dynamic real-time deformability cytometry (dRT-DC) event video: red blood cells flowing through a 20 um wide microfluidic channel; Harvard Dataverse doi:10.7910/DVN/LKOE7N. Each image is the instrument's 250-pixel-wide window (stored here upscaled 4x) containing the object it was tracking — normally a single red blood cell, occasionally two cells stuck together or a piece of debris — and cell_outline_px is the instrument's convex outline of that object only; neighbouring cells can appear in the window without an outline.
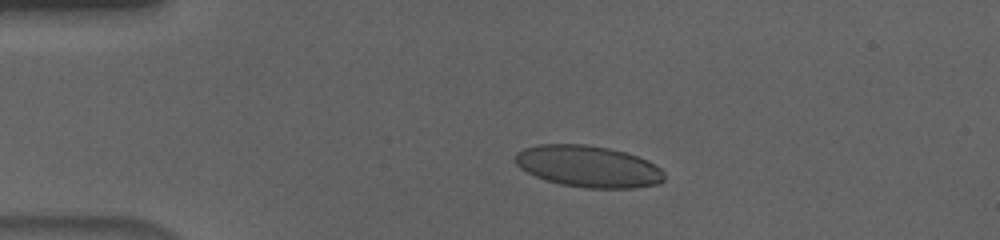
{"species": "human", "species_latin": "Homo sapiens", "temperature_condition": "cold", "stored_images_in_passage": 56, "camera_frame_rate_fps": 3000, "um_per_image_px": 0.085, "donor": {"sex": "male"}, "frame": {"image": 1, "passage_image": 12, "time_ms": 3.667, "image_size_px": [1000, 240], "cell_outline_px": [[664, 180], [660, 184], [632, 188], [584, 188], [560, 184], [544, 180], [520, 168], [512, 160], [516, 152], [524, 148], [540, 144], [584, 144], [608, 148], [624, 152], [648, 160], [660, 168], [664, 172]], "centroid_in_image_um": [49.98, 14.15], "position_along_channel_um": 35.0, "area_um2": 36.36}}
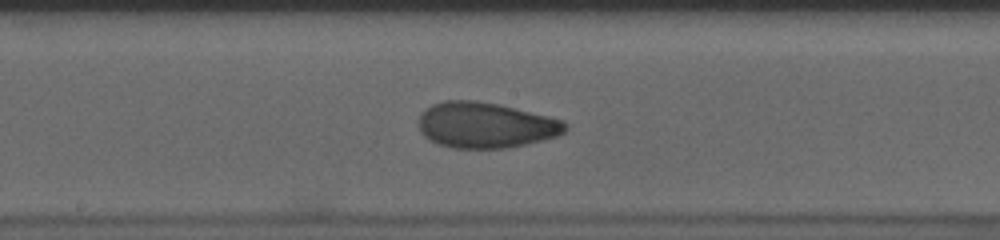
{"frame": {"image": 2, "passage_image": 30, "time_ms": 9.667, "image_size_px": [1000, 240], "cell_outline_px": [[568, 128], [564, 132], [556, 136], [544, 140], [508, 148], [452, 148], [436, 144], [428, 140], [420, 132], [420, 116], [432, 104], [444, 100], [476, 100], [500, 104], [564, 120], [568, 124]], "centroid_in_image_um": [41.29, 10.64], "position_along_channel_um": 206.9, "area_um2": 39.25}}
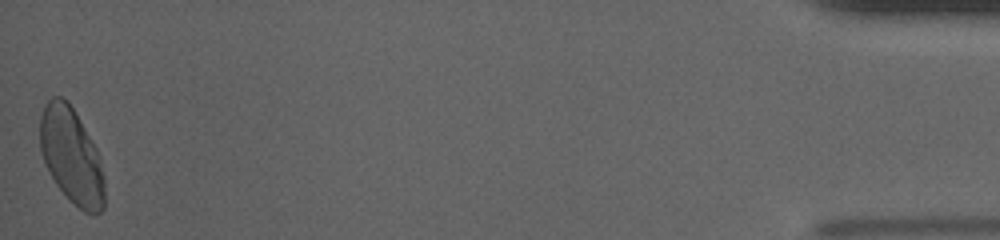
{"frame": {"image": 3, "passage_image": 56, "time_ms": 18.333, "image_size_px": [1000, 240], "cell_outline_px": [[104, 208], [100, 212], [84, 212], [56, 184], [40, 152], [40, 116], [44, 104], [52, 96], [60, 96], [68, 100], [96, 148], [100, 160], [104, 176]], "centroid_in_image_um": [6.07, 13.2], "position_along_channel_um": 429.1, "area_um2": 35.49}, "authors_computed_cell_mechanics": {"area_um2": 37.1654, "velocity_mm_per_s": 3.63, "shape_relaxation_time_tau1_ms": 5.564, "shape_relaxation_time_tau2_ms": 1.3977, "deformation_change_tau1": 0.1798, "deformation_change_tau2": 0.0632}}